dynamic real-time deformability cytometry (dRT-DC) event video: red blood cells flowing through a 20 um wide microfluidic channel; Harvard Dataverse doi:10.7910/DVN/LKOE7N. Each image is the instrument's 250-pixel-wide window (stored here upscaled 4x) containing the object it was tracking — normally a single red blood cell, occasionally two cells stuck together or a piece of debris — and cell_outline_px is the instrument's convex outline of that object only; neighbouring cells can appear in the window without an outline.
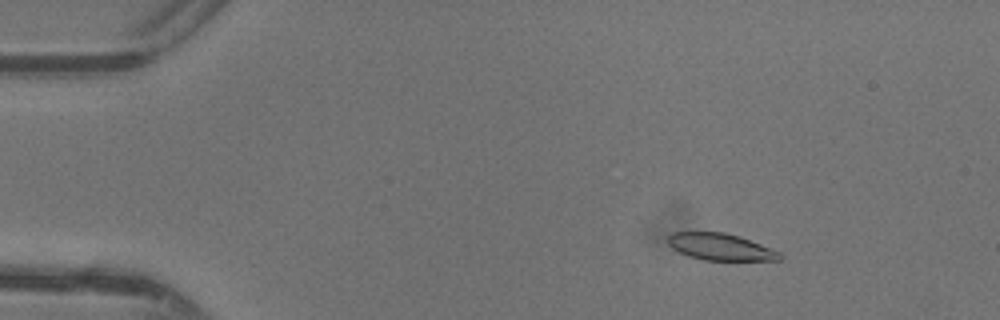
{"species": "common noctule bat (a hibernating species)", "species_latin": "Nyctalus noctula", "temperature_condition": "warm", "stored_images_in_passage": 41, "camera_frame_rate_fps": 3000, "um_per_image_px": 0.085, "animal": {"sex": "female"}, "frame": {"image": 1, "passage_image": 1, "time_ms": 0.0, "image_size_px": [1000, 320], "cell_outline_px": [[784, 256], [780, 260], [704, 260], [688, 256], [672, 248], [668, 244], [668, 236], [672, 232], [724, 232], [740, 236], [780, 252]], "centroid_in_image_um": [61.24, 20.98], "position_along_channel_um": 23.8, "area_um2": 17.46}}
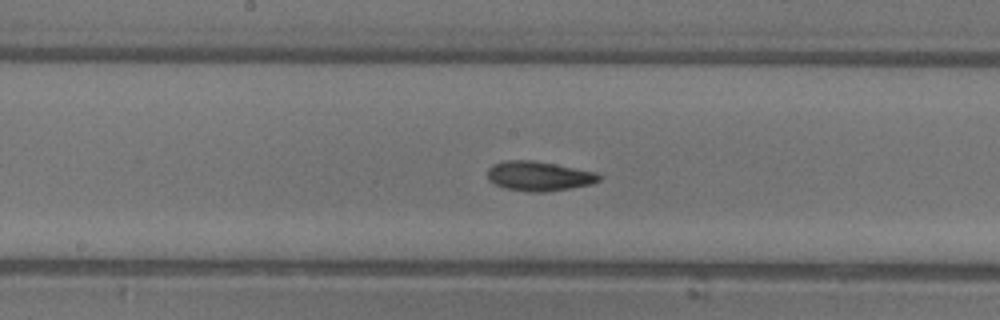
{"frame": {"image": 2, "passage_image": 19, "time_ms": 6.0, "image_size_px": [1000, 320], "cell_outline_px": [[600, 180], [592, 184], [572, 188], [544, 192], [528, 192], [504, 188], [488, 180], [488, 168], [492, 164], [508, 160], [532, 160], [576, 168], [596, 172], [600, 176]], "centroid_in_image_um": [45.8, 14.97], "position_along_channel_um": 202.4, "area_um2": 19.25}}
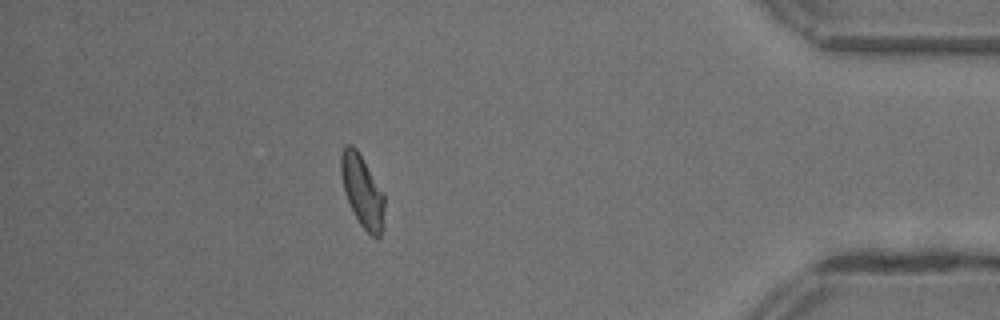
{"frame": {"image": 3, "passage_image": 36, "time_ms": 11.667, "image_size_px": [1000, 320], "cell_outline_px": [[384, 228], [380, 236], [376, 240], [360, 224], [344, 192], [340, 172], [340, 156], [344, 148], [348, 144], [352, 144], [356, 148], [384, 192]], "centroid_in_image_um": [30.82, 16.26], "position_along_channel_um": 404.4, "area_um2": 18.32}, "authors_computed_cell_mechanics": {"area_um2": 18.3226, "velocity_mm_per_s": 4.3826, "shape_relaxation_time_tau1_ms": 5.3979, "shape_relaxation_time_tau2_ms": 3.1615, "deformation_change_tau1": 0.1598, "deformation_change_tau2": 0.0982}}